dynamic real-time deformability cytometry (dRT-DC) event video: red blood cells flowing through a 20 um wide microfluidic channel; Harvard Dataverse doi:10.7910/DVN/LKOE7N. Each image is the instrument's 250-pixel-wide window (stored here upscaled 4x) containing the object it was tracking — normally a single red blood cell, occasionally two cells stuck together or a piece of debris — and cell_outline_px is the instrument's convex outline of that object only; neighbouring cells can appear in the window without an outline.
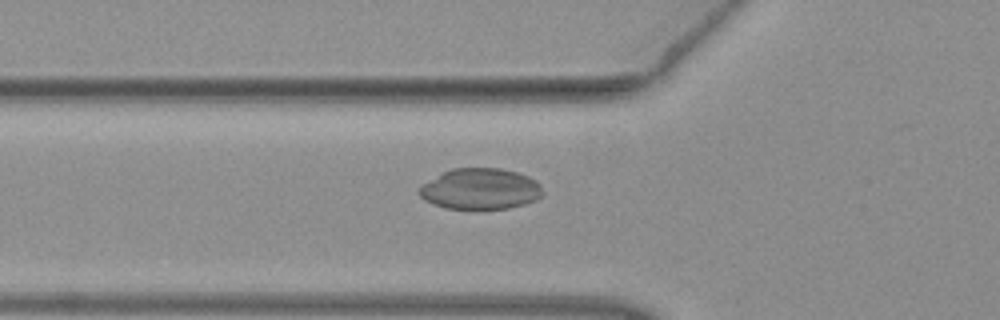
{"species": "common noctule bat (a hibernating species)", "species_latin": "Nyctalus noctula", "temperature_condition": "warm", "stored_images_in_passage": 39, "camera_frame_rate_fps": 3000, "um_per_image_px": 0.085, "animal": {"sex": "female", "body_mass_g": 19.3, "forearm_length_mm": 54.1}, "frame": {"image": 1, "passage_image": 17, "time_ms": 5.333, "image_size_px": [1000, 320], "cell_outline_px": [[544, 192], [536, 200], [524, 204], [508, 208], [444, 208], [432, 204], [424, 200], [416, 192], [420, 184], [452, 168], [500, 168], [516, 172], [528, 176], [536, 180], [540, 184]], "centroid_in_image_um": [40.8, 16.05], "position_along_channel_um": 85.0, "area_um2": 29.59}}
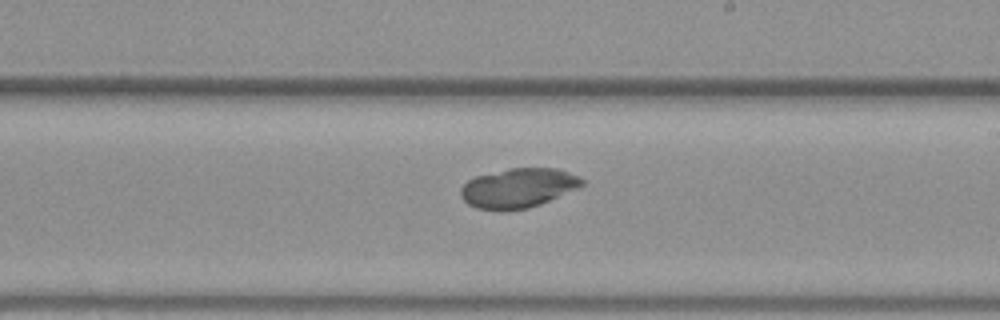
{"frame": {"image": 2, "passage_image": 29, "time_ms": 9.333, "image_size_px": [1000, 320], "cell_outline_px": [[584, 184], [576, 188], [540, 204], [528, 208], [500, 212], [476, 208], [468, 204], [460, 196], [460, 188], [468, 180], [476, 176], [508, 168], [556, 168], [580, 176], [584, 180]], "centroid_in_image_um": [44.01, 15.99], "position_along_channel_um": 245.0, "area_um2": 28.03}}
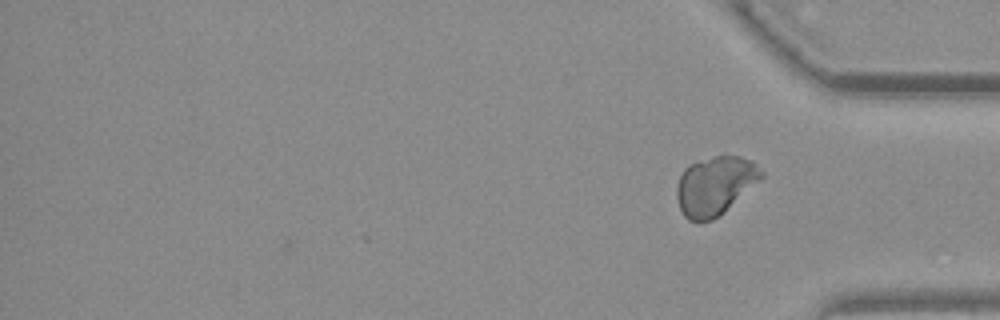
{"frame": {"image": 3, "passage_image": 39, "time_ms": 12.667, "image_size_px": [1000, 320], "cell_outline_px": [[764, 176], [760, 180], [720, 216], [712, 220], [688, 220], [684, 216], [680, 208], [676, 196], [676, 188], [680, 176], [684, 168], [688, 164], [724, 152], [740, 156], [752, 160], [764, 172]], "centroid_in_image_um": [60.79, 15.73], "position_along_channel_um": 374.4, "area_um2": 29.36}}